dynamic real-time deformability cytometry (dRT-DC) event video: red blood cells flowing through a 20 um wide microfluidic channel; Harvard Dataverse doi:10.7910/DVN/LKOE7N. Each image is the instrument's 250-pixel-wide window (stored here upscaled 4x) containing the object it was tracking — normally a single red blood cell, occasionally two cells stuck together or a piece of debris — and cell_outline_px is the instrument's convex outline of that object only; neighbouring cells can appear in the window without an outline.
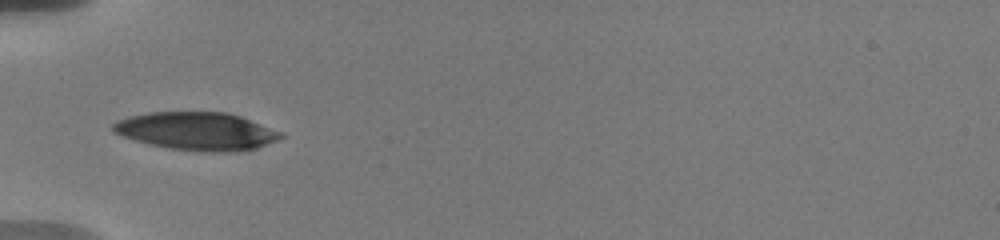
{"species": "human", "species_latin": "Homo sapiens", "temperature_condition": "warm", "stored_images_in_passage": 12, "camera_frame_rate_fps": 3000, "um_per_image_px": 0.085, "donor": {"sex": "male"}, "frame": {"image": 1, "passage_image": 1, "time_ms": 0.0, "image_size_px": [1000, 240], "cell_outline_px": [[284, 136], [276, 140], [256, 148], [228, 152], [212, 152], [168, 148], [136, 140], [112, 132], [112, 124], [116, 120], [128, 116], [148, 112], [228, 112], [240, 116], [284, 132]], "centroid_in_image_um": [16.72, 11.13], "position_along_channel_um": 68.3, "area_um2": 36.99}}
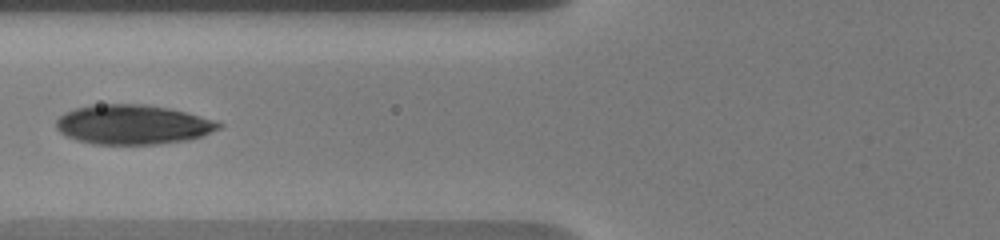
{"frame": {"image": 2, "passage_image": 6, "time_ms": 1.333, "image_size_px": [1000, 240], "cell_outline_px": [[224, 124], [220, 128], [204, 136], [188, 140], [156, 144], [92, 144], [76, 140], [60, 132], [56, 128], [56, 120], [64, 112], [76, 108], [100, 104], [144, 104], [168, 108], [216, 120]], "centroid_in_image_um": [11.31, 10.59], "position_along_channel_um": 114.5, "area_um2": 37.51}}
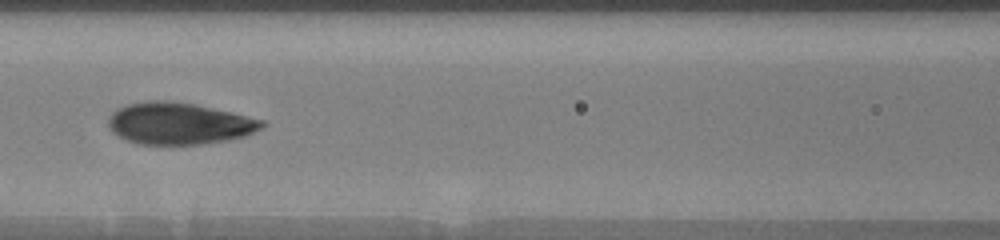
{"frame": {"image": 3, "passage_image": 9, "time_ms": 2.333, "image_size_px": [1000, 240], "cell_outline_px": [[268, 124], [264, 128], [244, 136], [228, 140], [204, 144], [136, 144], [112, 132], [108, 128], [108, 116], [116, 108], [128, 104], [148, 100], [164, 100], [196, 104], [232, 112], [264, 120]], "centroid_in_image_um": [15.23, 10.49], "position_along_channel_um": 151.4, "area_um2": 37.74}}